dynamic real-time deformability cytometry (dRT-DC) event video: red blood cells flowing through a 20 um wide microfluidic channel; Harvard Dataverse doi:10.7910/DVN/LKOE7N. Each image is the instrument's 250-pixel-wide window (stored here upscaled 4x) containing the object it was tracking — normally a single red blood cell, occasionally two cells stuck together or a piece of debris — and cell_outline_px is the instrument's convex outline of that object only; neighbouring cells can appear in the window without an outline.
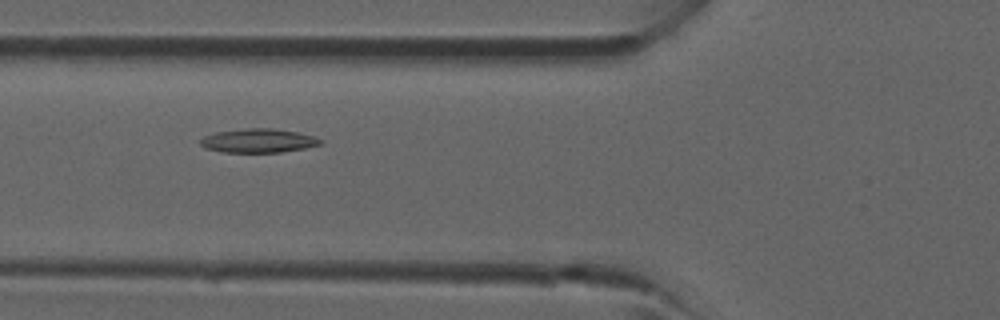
{"species": "common noctule bat (a hibernating species)", "species_latin": "Nyctalus noctula", "temperature_condition": "room temperature", "stored_images_in_passage": 5, "camera_frame_rate_fps": 3000, "um_per_image_px": 0.085, "animal": {"sex": "male", "forearm_length_mm": 52.5}, "frame": {"image": 1, "passage_image": 4, "time_ms": 4.333, "image_size_px": [1000, 320], "cell_outline_px": [[324, 140], [320, 144], [304, 148], [280, 152], [224, 152], [204, 148], [200, 144], [200, 140], [204, 136], [216, 132], [248, 128], [272, 128], [296, 132], [316, 136]], "centroid_in_image_um": [21.96, 11.95], "position_along_channel_um": 103.8, "area_um2": 16.65}}
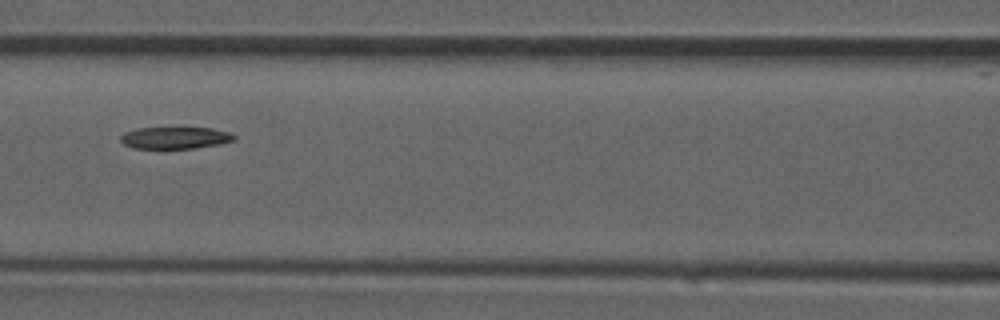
{"frame": {"image": 2, "passage_image": 5, "time_ms": 5.333, "image_size_px": [1000, 320], "cell_outline_px": [[236, 140], [220, 144], [192, 148], [132, 148], [124, 144], [120, 140], [120, 136], [124, 132], [136, 128], [212, 128], [228, 132], [236, 136]], "centroid_in_image_um": [14.87, 11.71], "position_along_channel_um": 151.7, "area_um2": 14.45}}